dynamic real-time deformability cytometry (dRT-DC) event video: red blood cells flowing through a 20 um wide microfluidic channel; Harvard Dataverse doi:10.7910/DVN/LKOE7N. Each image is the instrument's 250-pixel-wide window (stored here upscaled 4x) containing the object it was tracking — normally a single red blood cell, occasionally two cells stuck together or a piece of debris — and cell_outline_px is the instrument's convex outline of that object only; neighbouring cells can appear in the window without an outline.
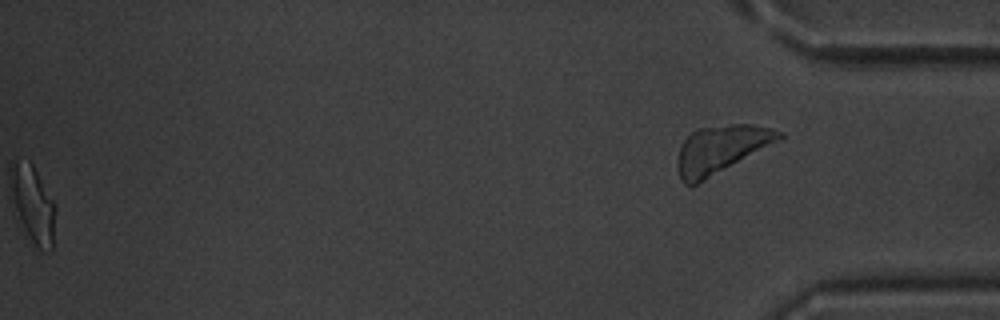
{"species": "common noctule bat (a hibernating species)", "species_latin": "Nyctalus noctula", "temperature_condition": "warm", "stored_images_in_passage": 53, "segment_of_instrument_passage": [2, 2], "camera_frame_rate_fps": 3000, "um_per_image_px": 0.085, "animal": {"sex": "male", "body_mass_g": 20.1, "forearm_length_mm": 53.5}, "frame": {"image": 1, "passage_image": 53, "time_ms": 17.333, "image_size_px": [1000, 320], "cell_outline_px": [[784, 136], [780, 140], [696, 184], [684, 184], [680, 180], [676, 168], [676, 160], [680, 144], [696, 128], [732, 124], [752, 124], [772, 128], [784, 132]], "centroid_in_image_um": [61.25, 12.67], "position_along_channel_um": 374.0, "area_um2": 28.26}}